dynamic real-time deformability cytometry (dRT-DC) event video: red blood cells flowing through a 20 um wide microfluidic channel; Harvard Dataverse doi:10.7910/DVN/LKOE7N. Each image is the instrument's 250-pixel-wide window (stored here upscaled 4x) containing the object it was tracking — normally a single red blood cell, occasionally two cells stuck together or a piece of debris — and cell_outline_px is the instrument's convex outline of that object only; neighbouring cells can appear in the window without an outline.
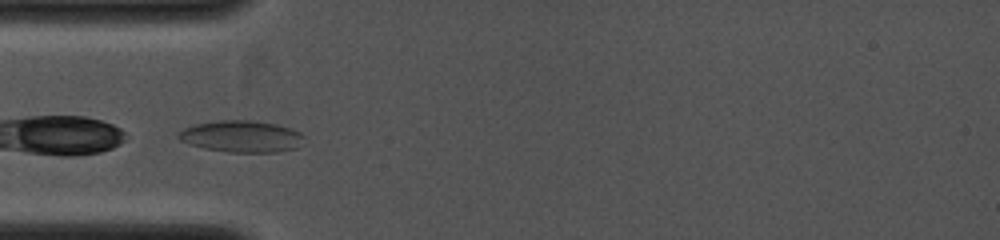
{"species": "common noctule bat (a hibernating species)", "species_latin": "Nyctalus noctula", "temperature_condition": "cold", "stored_images_in_passage": 2, "camera_frame_rate_fps": 4000, "um_per_image_px": 0.085, "animal": {"sex": "female", "body_mass_g": 19.0, "forearm_length_mm": 53.3}, "frame": {"image": 1, "passage_image": 1, "time_ms": 0.0, "image_size_px": [1000, 240], "cell_outline_px": [[304, 136], [296, 148], [276, 152], [228, 152], [204, 148], [180, 140], [176, 136], [184, 128], [196, 124], [220, 120], [248, 120], [272, 124], [288, 128], [300, 132]], "centroid_in_image_um": [20.5, 11.6], "position_along_channel_um": 64.5, "area_um2": 22.72}}